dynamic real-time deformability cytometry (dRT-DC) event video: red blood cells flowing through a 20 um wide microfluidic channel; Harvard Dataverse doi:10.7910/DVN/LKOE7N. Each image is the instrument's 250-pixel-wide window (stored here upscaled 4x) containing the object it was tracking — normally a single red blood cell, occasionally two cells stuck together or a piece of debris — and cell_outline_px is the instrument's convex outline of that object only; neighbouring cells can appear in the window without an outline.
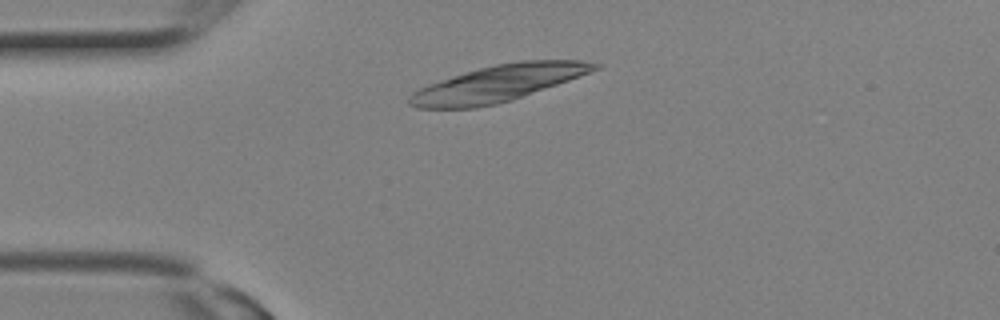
{"species": "Egyptian fruit bat (a non-hibernating species)", "species_latin": "Rousettus aegyptiacus", "temperature_condition": "room temperature", "stored_images_in_passage": 2, "camera_frame_rate_fps": 3000, "um_per_image_px": 0.085, "animal": {"sex": "female"}, "frame": {"image": 1, "passage_image": 2, "time_ms": 0.333, "image_size_px": [1000, 320], "cell_outline_px": [[604, 64], [600, 68], [568, 80], [512, 100], [496, 104], [476, 108], [416, 108], [408, 104], [408, 96], [412, 92], [428, 84], [464, 72], [496, 64], [520, 60], [584, 60]], "centroid_in_image_um": [42.33, 7.09], "position_along_channel_um": 42.7, "area_um2": 39.13}}